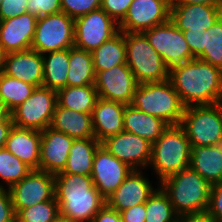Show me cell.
<instances>
[{
    "label": "cell",
    "mask_w": 222,
    "mask_h": 222,
    "mask_svg": "<svg viewBox=\"0 0 222 222\" xmlns=\"http://www.w3.org/2000/svg\"><path fill=\"white\" fill-rule=\"evenodd\" d=\"M185 107L222 103V69L194 58L169 73Z\"/></svg>",
    "instance_id": "obj_1"
},
{
    "label": "cell",
    "mask_w": 222,
    "mask_h": 222,
    "mask_svg": "<svg viewBox=\"0 0 222 222\" xmlns=\"http://www.w3.org/2000/svg\"><path fill=\"white\" fill-rule=\"evenodd\" d=\"M54 176L59 215L77 222H92L94 215L106 204L92 177L69 173Z\"/></svg>",
    "instance_id": "obj_2"
},
{
    "label": "cell",
    "mask_w": 222,
    "mask_h": 222,
    "mask_svg": "<svg viewBox=\"0 0 222 222\" xmlns=\"http://www.w3.org/2000/svg\"><path fill=\"white\" fill-rule=\"evenodd\" d=\"M158 186L168 195L178 217L207 212L211 184L190 166L166 177Z\"/></svg>",
    "instance_id": "obj_3"
},
{
    "label": "cell",
    "mask_w": 222,
    "mask_h": 222,
    "mask_svg": "<svg viewBox=\"0 0 222 222\" xmlns=\"http://www.w3.org/2000/svg\"><path fill=\"white\" fill-rule=\"evenodd\" d=\"M131 105L146 114L163 119L170 126L180 125L185 110L169 79L138 84Z\"/></svg>",
    "instance_id": "obj_4"
},
{
    "label": "cell",
    "mask_w": 222,
    "mask_h": 222,
    "mask_svg": "<svg viewBox=\"0 0 222 222\" xmlns=\"http://www.w3.org/2000/svg\"><path fill=\"white\" fill-rule=\"evenodd\" d=\"M191 145L180 125L169 126L152 144L151 166L159 183L172 174L189 167Z\"/></svg>",
    "instance_id": "obj_5"
},
{
    "label": "cell",
    "mask_w": 222,
    "mask_h": 222,
    "mask_svg": "<svg viewBox=\"0 0 222 222\" xmlns=\"http://www.w3.org/2000/svg\"><path fill=\"white\" fill-rule=\"evenodd\" d=\"M126 64L138 84L162 82L169 79V73L161 56L150 45L143 33L124 32Z\"/></svg>",
    "instance_id": "obj_6"
},
{
    "label": "cell",
    "mask_w": 222,
    "mask_h": 222,
    "mask_svg": "<svg viewBox=\"0 0 222 222\" xmlns=\"http://www.w3.org/2000/svg\"><path fill=\"white\" fill-rule=\"evenodd\" d=\"M180 126L190 145L213 146L222 137V103L185 107Z\"/></svg>",
    "instance_id": "obj_7"
},
{
    "label": "cell",
    "mask_w": 222,
    "mask_h": 222,
    "mask_svg": "<svg viewBox=\"0 0 222 222\" xmlns=\"http://www.w3.org/2000/svg\"><path fill=\"white\" fill-rule=\"evenodd\" d=\"M150 45L161 56L168 73L194 59L183 32L169 19L143 32Z\"/></svg>",
    "instance_id": "obj_8"
},
{
    "label": "cell",
    "mask_w": 222,
    "mask_h": 222,
    "mask_svg": "<svg viewBox=\"0 0 222 222\" xmlns=\"http://www.w3.org/2000/svg\"><path fill=\"white\" fill-rule=\"evenodd\" d=\"M74 19L64 12L37 19L31 49L40 54L74 47Z\"/></svg>",
    "instance_id": "obj_9"
},
{
    "label": "cell",
    "mask_w": 222,
    "mask_h": 222,
    "mask_svg": "<svg viewBox=\"0 0 222 222\" xmlns=\"http://www.w3.org/2000/svg\"><path fill=\"white\" fill-rule=\"evenodd\" d=\"M56 105V91L36 87L31 96L11 112L13 125L43 131L51 125Z\"/></svg>",
    "instance_id": "obj_10"
},
{
    "label": "cell",
    "mask_w": 222,
    "mask_h": 222,
    "mask_svg": "<svg viewBox=\"0 0 222 222\" xmlns=\"http://www.w3.org/2000/svg\"><path fill=\"white\" fill-rule=\"evenodd\" d=\"M74 47L92 53L119 32L118 24L101 8L74 19Z\"/></svg>",
    "instance_id": "obj_11"
},
{
    "label": "cell",
    "mask_w": 222,
    "mask_h": 222,
    "mask_svg": "<svg viewBox=\"0 0 222 222\" xmlns=\"http://www.w3.org/2000/svg\"><path fill=\"white\" fill-rule=\"evenodd\" d=\"M9 192L17 215L22 209L55 198V176L45 171L32 170L11 186Z\"/></svg>",
    "instance_id": "obj_12"
},
{
    "label": "cell",
    "mask_w": 222,
    "mask_h": 222,
    "mask_svg": "<svg viewBox=\"0 0 222 222\" xmlns=\"http://www.w3.org/2000/svg\"><path fill=\"white\" fill-rule=\"evenodd\" d=\"M171 0H133L123 20L118 24L119 31L143 33L170 19Z\"/></svg>",
    "instance_id": "obj_13"
},
{
    "label": "cell",
    "mask_w": 222,
    "mask_h": 222,
    "mask_svg": "<svg viewBox=\"0 0 222 222\" xmlns=\"http://www.w3.org/2000/svg\"><path fill=\"white\" fill-rule=\"evenodd\" d=\"M99 98L131 104L138 83L127 64L109 70L95 72V83Z\"/></svg>",
    "instance_id": "obj_14"
},
{
    "label": "cell",
    "mask_w": 222,
    "mask_h": 222,
    "mask_svg": "<svg viewBox=\"0 0 222 222\" xmlns=\"http://www.w3.org/2000/svg\"><path fill=\"white\" fill-rule=\"evenodd\" d=\"M132 170L101 144L96 149L91 177L94 186L105 200L123 183Z\"/></svg>",
    "instance_id": "obj_15"
},
{
    "label": "cell",
    "mask_w": 222,
    "mask_h": 222,
    "mask_svg": "<svg viewBox=\"0 0 222 222\" xmlns=\"http://www.w3.org/2000/svg\"><path fill=\"white\" fill-rule=\"evenodd\" d=\"M101 145L133 170L149 167L152 144L138 135L122 131L106 138Z\"/></svg>",
    "instance_id": "obj_16"
},
{
    "label": "cell",
    "mask_w": 222,
    "mask_h": 222,
    "mask_svg": "<svg viewBox=\"0 0 222 222\" xmlns=\"http://www.w3.org/2000/svg\"><path fill=\"white\" fill-rule=\"evenodd\" d=\"M74 139L47 127L41 131L39 170L53 175L64 170Z\"/></svg>",
    "instance_id": "obj_17"
},
{
    "label": "cell",
    "mask_w": 222,
    "mask_h": 222,
    "mask_svg": "<svg viewBox=\"0 0 222 222\" xmlns=\"http://www.w3.org/2000/svg\"><path fill=\"white\" fill-rule=\"evenodd\" d=\"M222 16V6L171 4L170 20L181 31H205Z\"/></svg>",
    "instance_id": "obj_18"
},
{
    "label": "cell",
    "mask_w": 222,
    "mask_h": 222,
    "mask_svg": "<svg viewBox=\"0 0 222 222\" xmlns=\"http://www.w3.org/2000/svg\"><path fill=\"white\" fill-rule=\"evenodd\" d=\"M143 175L142 169L132 170L123 183L106 199V204L121 212L145 203L156 189Z\"/></svg>",
    "instance_id": "obj_19"
},
{
    "label": "cell",
    "mask_w": 222,
    "mask_h": 222,
    "mask_svg": "<svg viewBox=\"0 0 222 222\" xmlns=\"http://www.w3.org/2000/svg\"><path fill=\"white\" fill-rule=\"evenodd\" d=\"M37 19L26 12L0 21V44L7 54L31 49Z\"/></svg>",
    "instance_id": "obj_20"
},
{
    "label": "cell",
    "mask_w": 222,
    "mask_h": 222,
    "mask_svg": "<svg viewBox=\"0 0 222 222\" xmlns=\"http://www.w3.org/2000/svg\"><path fill=\"white\" fill-rule=\"evenodd\" d=\"M43 56L33 49L6 54L3 73L35 87L43 86Z\"/></svg>",
    "instance_id": "obj_21"
},
{
    "label": "cell",
    "mask_w": 222,
    "mask_h": 222,
    "mask_svg": "<svg viewBox=\"0 0 222 222\" xmlns=\"http://www.w3.org/2000/svg\"><path fill=\"white\" fill-rule=\"evenodd\" d=\"M5 148L32 170H39L41 131L12 125Z\"/></svg>",
    "instance_id": "obj_22"
},
{
    "label": "cell",
    "mask_w": 222,
    "mask_h": 222,
    "mask_svg": "<svg viewBox=\"0 0 222 222\" xmlns=\"http://www.w3.org/2000/svg\"><path fill=\"white\" fill-rule=\"evenodd\" d=\"M126 104L98 98L92 112L95 138L101 143L106 138L124 131Z\"/></svg>",
    "instance_id": "obj_23"
},
{
    "label": "cell",
    "mask_w": 222,
    "mask_h": 222,
    "mask_svg": "<svg viewBox=\"0 0 222 222\" xmlns=\"http://www.w3.org/2000/svg\"><path fill=\"white\" fill-rule=\"evenodd\" d=\"M190 167L209 184L222 181V137L213 146L191 145Z\"/></svg>",
    "instance_id": "obj_24"
},
{
    "label": "cell",
    "mask_w": 222,
    "mask_h": 222,
    "mask_svg": "<svg viewBox=\"0 0 222 222\" xmlns=\"http://www.w3.org/2000/svg\"><path fill=\"white\" fill-rule=\"evenodd\" d=\"M50 127L73 139L95 138L92 114L77 112L58 104L55 107Z\"/></svg>",
    "instance_id": "obj_25"
},
{
    "label": "cell",
    "mask_w": 222,
    "mask_h": 222,
    "mask_svg": "<svg viewBox=\"0 0 222 222\" xmlns=\"http://www.w3.org/2000/svg\"><path fill=\"white\" fill-rule=\"evenodd\" d=\"M124 131L138 135L153 144L170 126L163 119L146 114L131 104L124 110Z\"/></svg>",
    "instance_id": "obj_26"
},
{
    "label": "cell",
    "mask_w": 222,
    "mask_h": 222,
    "mask_svg": "<svg viewBox=\"0 0 222 222\" xmlns=\"http://www.w3.org/2000/svg\"><path fill=\"white\" fill-rule=\"evenodd\" d=\"M100 144L96 138L74 139L66 166L60 173L91 176L95 151Z\"/></svg>",
    "instance_id": "obj_27"
},
{
    "label": "cell",
    "mask_w": 222,
    "mask_h": 222,
    "mask_svg": "<svg viewBox=\"0 0 222 222\" xmlns=\"http://www.w3.org/2000/svg\"><path fill=\"white\" fill-rule=\"evenodd\" d=\"M48 55V56H47ZM43 56V86L59 91L67 86L70 49L48 52Z\"/></svg>",
    "instance_id": "obj_28"
},
{
    "label": "cell",
    "mask_w": 222,
    "mask_h": 222,
    "mask_svg": "<svg viewBox=\"0 0 222 222\" xmlns=\"http://www.w3.org/2000/svg\"><path fill=\"white\" fill-rule=\"evenodd\" d=\"M91 54L95 72L109 70L114 66L126 64L124 32L119 31L114 37L105 41Z\"/></svg>",
    "instance_id": "obj_29"
},
{
    "label": "cell",
    "mask_w": 222,
    "mask_h": 222,
    "mask_svg": "<svg viewBox=\"0 0 222 222\" xmlns=\"http://www.w3.org/2000/svg\"><path fill=\"white\" fill-rule=\"evenodd\" d=\"M99 98L94 85L66 86L57 91V104L77 112L92 114Z\"/></svg>",
    "instance_id": "obj_30"
},
{
    "label": "cell",
    "mask_w": 222,
    "mask_h": 222,
    "mask_svg": "<svg viewBox=\"0 0 222 222\" xmlns=\"http://www.w3.org/2000/svg\"><path fill=\"white\" fill-rule=\"evenodd\" d=\"M95 71L92 54L85 50L71 47L67 86L94 85Z\"/></svg>",
    "instance_id": "obj_31"
},
{
    "label": "cell",
    "mask_w": 222,
    "mask_h": 222,
    "mask_svg": "<svg viewBox=\"0 0 222 222\" xmlns=\"http://www.w3.org/2000/svg\"><path fill=\"white\" fill-rule=\"evenodd\" d=\"M36 87L0 72V102L11 113L31 96Z\"/></svg>",
    "instance_id": "obj_32"
},
{
    "label": "cell",
    "mask_w": 222,
    "mask_h": 222,
    "mask_svg": "<svg viewBox=\"0 0 222 222\" xmlns=\"http://www.w3.org/2000/svg\"><path fill=\"white\" fill-rule=\"evenodd\" d=\"M202 34V53L197 59L222 69V16Z\"/></svg>",
    "instance_id": "obj_33"
},
{
    "label": "cell",
    "mask_w": 222,
    "mask_h": 222,
    "mask_svg": "<svg viewBox=\"0 0 222 222\" xmlns=\"http://www.w3.org/2000/svg\"><path fill=\"white\" fill-rule=\"evenodd\" d=\"M145 222H177L178 216L173 210L168 195L159 186L145 202Z\"/></svg>",
    "instance_id": "obj_34"
},
{
    "label": "cell",
    "mask_w": 222,
    "mask_h": 222,
    "mask_svg": "<svg viewBox=\"0 0 222 222\" xmlns=\"http://www.w3.org/2000/svg\"><path fill=\"white\" fill-rule=\"evenodd\" d=\"M32 169L5 147L0 148V178L5 182L8 189L20 182Z\"/></svg>",
    "instance_id": "obj_35"
},
{
    "label": "cell",
    "mask_w": 222,
    "mask_h": 222,
    "mask_svg": "<svg viewBox=\"0 0 222 222\" xmlns=\"http://www.w3.org/2000/svg\"><path fill=\"white\" fill-rule=\"evenodd\" d=\"M59 215L56 198L22 209L16 215V222H53Z\"/></svg>",
    "instance_id": "obj_36"
},
{
    "label": "cell",
    "mask_w": 222,
    "mask_h": 222,
    "mask_svg": "<svg viewBox=\"0 0 222 222\" xmlns=\"http://www.w3.org/2000/svg\"><path fill=\"white\" fill-rule=\"evenodd\" d=\"M61 10L69 17L75 19L79 16L97 10L101 6V0H60Z\"/></svg>",
    "instance_id": "obj_37"
},
{
    "label": "cell",
    "mask_w": 222,
    "mask_h": 222,
    "mask_svg": "<svg viewBox=\"0 0 222 222\" xmlns=\"http://www.w3.org/2000/svg\"><path fill=\"white\" fill-rule=\"evenodd\" d=\"M27 9L37 18L62 12L60 0H28Z\"/></svg>",
    "instance_id": "obj_38"
},
{
    "label": "cell",
    "mask_w": 222,
    "mask_h": 222,
    "mask_svg": "<svg viewBox=\"0 0 222 222\" xmlns=\"http://www.w3.org/2000/svg\"><path fill=\"white\" fill-rule=\"evenodd\" d=\"M132 1L133 0H101L100 8L119 24L126 15Z\"/></svg>",
    "instance_id": "obj_39"
},
{
    "label": "cell",
    "mask_w": 222,
    "mask_h": 222,
    "mask_svg": "<svg viewBox=\"0 0 222 222\" xmlns=\"http://www.w3.org/2000/svg\"><path fill=\"white\" fill-rule=\"evenodd\" d=\"M27 3L28 0H1L0 21L28 12Z\"/></svg>",
    "instance_id": "obj_40"
},
{
    "label": "cell",
    "mask_w": 222,
    "mask_h": 222,
    "mask_svg": "<svg viewBox=\"0 0 222 222\" xmlns=\"http://www.w3.org/2000/svg\"><path fill=\"white\" fill-rule=\"evenodd\" d=\"M207 213L217 222H222V181L211 185Z\"/></svg>",
    "instance_id": "obj_41"
},
{
    "label": "cell",
    "mask_w": 222,
    "mask_h": 222,
    "mask_svg": "<svg viewBox=\"0 0 222 222\" xmlns=\"http://www.w3.org/2000/svg\"><path fill=\"white\" fill-rule=\"evenodd\" d=\"M2 184L4 183H0V222H16L9 189Z\"/></svg>",
    "instance_id": "obj_42"
},
{
    "label": "cell",
    "mask_w": 222,
    "mask_h": 222,
    "mask_svg": "<svg viewBox=\"0 0 222 222\" xmlns=\"http://www.w3.org/2000/svg\"><path fill=\"white\" fill-rule=\"evenodd\" d=\"M192 55L197 58L202 53V31H182Z\"/></svg>",
    "instance_id": "obj_43"
},
{
    "label": "cell",
    "mask_w": 222,
    "mask_h": 222,
    "mask_svg": "<svg viewBox=\"0 0 222 222\" xmlns=\"http://www.w3.org/2000/svg\"><path fill=\"white\" fill-rule=\"evenodd\" d=\"M122 222H145V203L133 206L120 212Z\"/></svg>",
    "instance_id": "obj_44"
},
{
    "label": "cell",
    "mask_w": 222,
    "mask_h": 222,
    "mask_svg": "<svg viewBox=\"0 0 222 222\" xmlns=\"http://www.w3.org/2000/svg\"><path fill=\"white\" fill-rule=\"evenodd\" d=\"M92 222H122L120 212L105 204L95 215Z\"/></svg>",
    "instance_id": "obj_45"
},
{
    "label": "cell",
    "mask_w": 222,
    "mask_h": 222,
    "mask_svg": "<svg viewBox=\"0 0 222 222\" xmlns=\"http://www.w3.org/2000/svg\"><path fill=\"white\" fill-rule=\"evenodd\" d=\"M177 222H217L213 217H211L207 212L195 213V214H185L178 217Z\"/></svg>",
    "instance_id": "obj_46"
},
{
    "label": "cell",
    "mask_w": 222,
    "mask_h": 222,
    "mask_svg": "<svg viewBox=\"0 0 222 222\" xmlns=\"http://www.w3.org/2000/svg\"><path fill=\"white\" fill-rule=\"evenodd\" d=\"M12 125L11 114L5 120L0 121V148L5 147L7 136Z\"/></svg>",
    "instance_id": "obj_47"
},
{
    "label": "cell",
    "mask_w": 222,
    "mask_h": 222,
    "mask_svg": "<svg viewBox=\"0 0 222 222\" xmlns=\"http://www.w3.org/2000/svg\"><path fill=\"white\" fill-rule=\"evenodd\" d=\"M171 4H204L209 6H222V0H171Z\"/></svg>",
    "instance_id": "obj_48"
},
{
    "label": "cell",
    "mask_w": 222,
    "mask_h": 222,
    "mask_svg": "<svg viewBox=\"0 0 222 222\" xmlns=\"http://www.w3.org/2000/svg\"><path fill=\"white\" fill-rule=\"evenodd\" d=\"M10 114L6 106L0 102V121L5 120Z\"/></svg>",
    "instance_id": "obj_49"
},
{
    "label": "cell",
    "mask_w": 222,
    "mask_h": 222,
    "mask_svg": "<svg viewBox=\"0 0 222 222\" xmlns=\"http://www.w3.org/2000/svg\"><path fill=\"white\" fill-rule=\"evenodd\" d=\"M6 54L7 53L4 51L2 45L0 44V72L3 71Z\"/></svg>",
    "instance_id": "obj_50"
},
{
    "label": "cell",
    "mask_w": 222,
    "mask_h": 222,
    "mask_svg": "<svg viewBox=\"0 0 222 222\" xmlns=\"http://www.w3.org/2000/svg\"><path fill=\"white\" fill-rule=\"evenodd\" d=\"M53 222H77V221L58 215V217Z\"/></svg>",
    "instance_id": "obj_51"
}]
</instances>
